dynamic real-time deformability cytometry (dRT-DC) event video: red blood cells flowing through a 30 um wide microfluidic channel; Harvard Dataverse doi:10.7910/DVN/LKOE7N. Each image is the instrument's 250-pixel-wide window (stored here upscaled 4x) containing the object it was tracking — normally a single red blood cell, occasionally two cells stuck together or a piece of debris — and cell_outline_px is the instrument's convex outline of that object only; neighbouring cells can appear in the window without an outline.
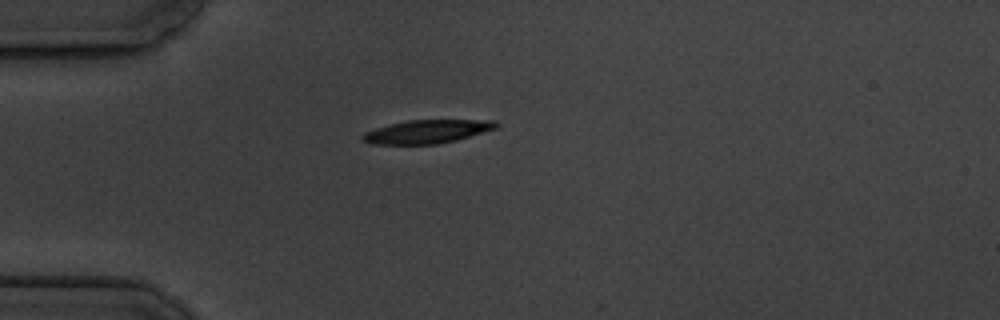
{"species": "common noctule bat (a hibernating species)", "species_latin": "Nyctalus noctula", "temperature_condition": "cold", "stored_images_in_passage": 1, "camera_frame_rate_fps": 3000, "um_per_image_px": 0.085, "animal": {"sex": "male", "body_mass_g": 19.5, "forearm_length_mm": 54.6}, "frame": {"image": 1, "passage_image": 1, "time_ms": 0.0, "image_size_px": [1000, 320], "cell_outline_px": [[500, 124], [496, 128], [456, 140], [436, 144], [372, 144], [360, 140], [360, 136], [364, 132], [376, 128], [408, 120], [496, 120]], "centroid_in_image_um": [36.28, 11.18], "position_along_channel_um": 48.7, "area_um2": 18.15}}